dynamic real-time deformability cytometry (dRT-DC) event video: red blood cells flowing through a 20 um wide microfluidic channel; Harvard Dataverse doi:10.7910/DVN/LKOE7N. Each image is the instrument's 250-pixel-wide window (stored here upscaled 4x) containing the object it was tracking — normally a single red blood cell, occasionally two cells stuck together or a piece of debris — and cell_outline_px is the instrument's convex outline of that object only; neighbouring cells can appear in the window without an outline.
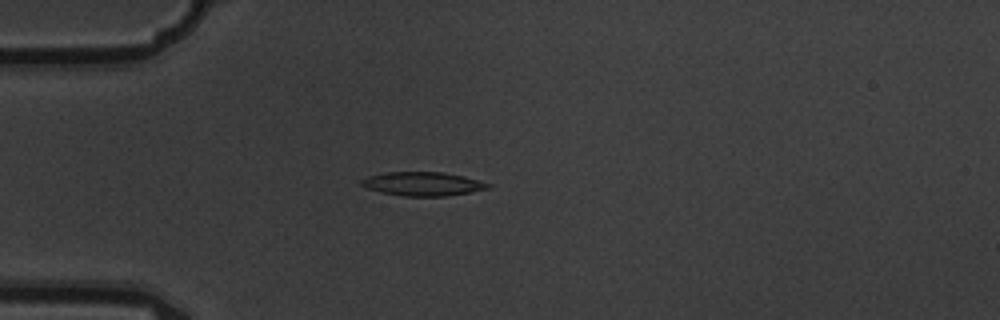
{"species": "common noctule bat (a hibernating species)", "species_latin": "Nyctalus noctula", "temperature_condition": "warm", "stored_images_in_passage": 5, "camera_frame_rate_fps": 3000, "um_per_image_px": 0.085, "animal": {"sex": "male", "body_mass_g": 19.5, "forearm_length_mm": 54.6}, "frame": {"image": 1, "passage_image": 5, "time_ms": 1.333, "image_size_px": [1000, 320], "cell_outline_px": [[492, 188], [448, 196], [404, 196], [384, 192], [368, 188], [360, 184], [360, 180], [368, 176], [388, 172], [444, 172], [464, 176], [492, 184]], "centroid_in_image_um": [36.0, 15.62], "position_along_channel_um": 49.0, "area_um2": 17.51}}